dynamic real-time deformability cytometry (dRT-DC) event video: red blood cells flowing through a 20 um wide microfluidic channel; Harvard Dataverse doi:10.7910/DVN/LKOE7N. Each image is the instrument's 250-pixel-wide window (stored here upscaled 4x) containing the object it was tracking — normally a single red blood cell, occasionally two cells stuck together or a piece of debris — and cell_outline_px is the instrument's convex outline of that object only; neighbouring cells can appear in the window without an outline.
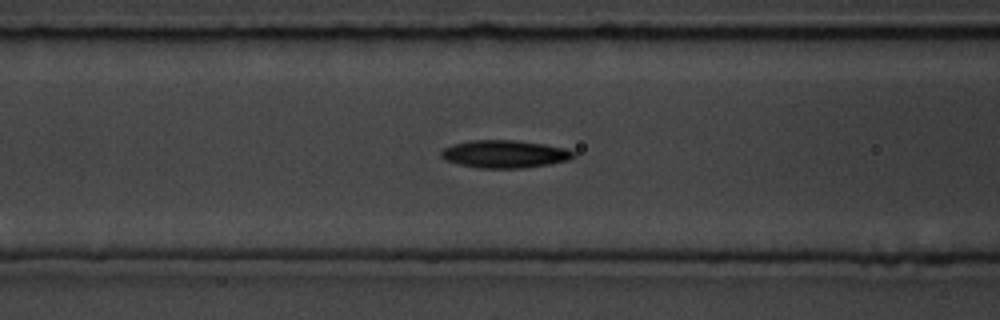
{"species": "common noctule bat (a hibernating species)", "species_latin": "Nyctalus noctula", "temperature_condition": "room temperature", "stored_images_in_passage": 35, "camera_frame_rate_fps": 3000, "um_per_image_px": 0.085, "animal": {"sex": "male", "body_mass_g": 19.5, "forearm_length_mm": 54.6}, "frame": {"image": 1, "passage_image": 6, "time_ms": 1.667, "image_size_px": [1000, 320], "cell_outline_px": [[568, 156], [552, 160], [532, 164], [484, 164], [448, 156], [448, 152], [456, 148], [472, 144], [524, 144], [548, 148], [568, 152]], "centroid_in_image_um": [43.04, 13.08], "position_along_channel_um": 123.6, "area_um2": 13.53}}
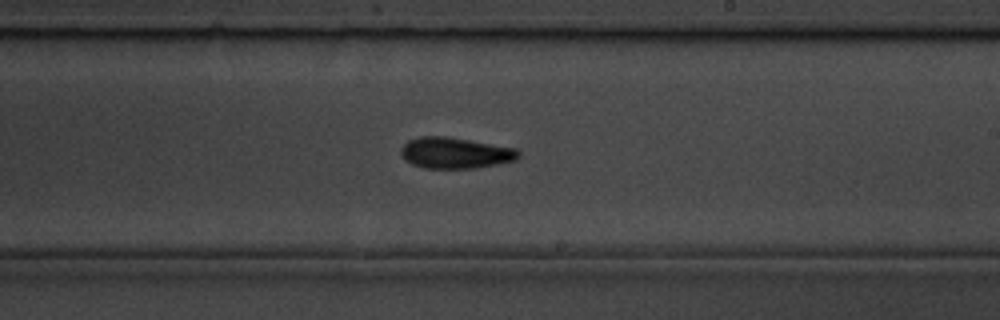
{"frame": {"image": 2, "passage_image": 16, "time_ms": 5.0, "image_size_px": [1000, 320], "cell_outline_px": [[512, 156], [496, 160], [472, 164], [428, 164], [416, 160], [408, 156], [408, 148], [412, 144], [424, 140], [444, 140], [468, 144], [512, 152]], "centroid_in_image_um": [38.55, 13.0], "position_along_channel_um": 250.5, "area_um2": 13.24}}